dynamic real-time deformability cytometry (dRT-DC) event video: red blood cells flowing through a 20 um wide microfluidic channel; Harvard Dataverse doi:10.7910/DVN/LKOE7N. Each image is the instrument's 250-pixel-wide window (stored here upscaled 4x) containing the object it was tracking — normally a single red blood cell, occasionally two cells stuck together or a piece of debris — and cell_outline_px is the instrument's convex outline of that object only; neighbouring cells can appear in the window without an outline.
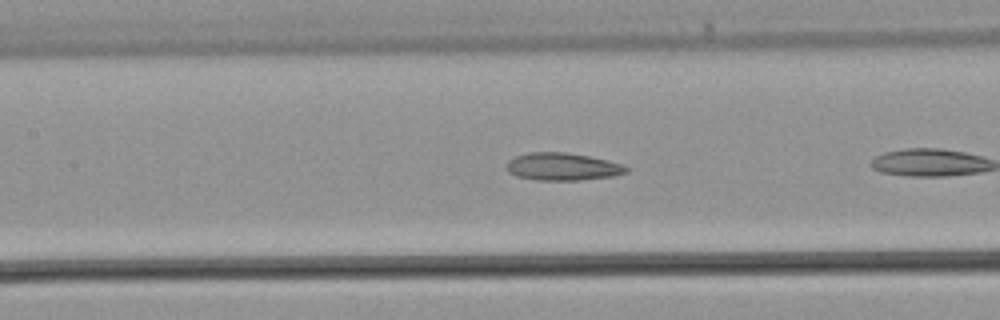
{"species": "common noctule bat (a hibernating species)", "species_latin": "Nyctalus noctula", "temperature_condition": "warm", "stored_images_in_passage": 10, "camera_frame_rate_fps": 3000, "um_per_image_px": 0.085, "animal": {"sex": "male", "body_mass_g": 21.5, "forearm_length_mm": 52.0}, "frame": {"image": 1, "passage_image": 7, "time_ms": 2.0, "image_size_px": [1000, 320], "cell_outline_px": [[628, 172], [612, 176], [580, 180], [536, 180], [516, 176], [508, 172], [508, 160], [516, 156], [528, 152], [564, 152], [588, 156], [608, 160], [624, 164], [628, 168]], "centroid_in_image_um": [47.83, 14.16], "position_along_channel_um": 159.6, "area_um2": 19.19}}